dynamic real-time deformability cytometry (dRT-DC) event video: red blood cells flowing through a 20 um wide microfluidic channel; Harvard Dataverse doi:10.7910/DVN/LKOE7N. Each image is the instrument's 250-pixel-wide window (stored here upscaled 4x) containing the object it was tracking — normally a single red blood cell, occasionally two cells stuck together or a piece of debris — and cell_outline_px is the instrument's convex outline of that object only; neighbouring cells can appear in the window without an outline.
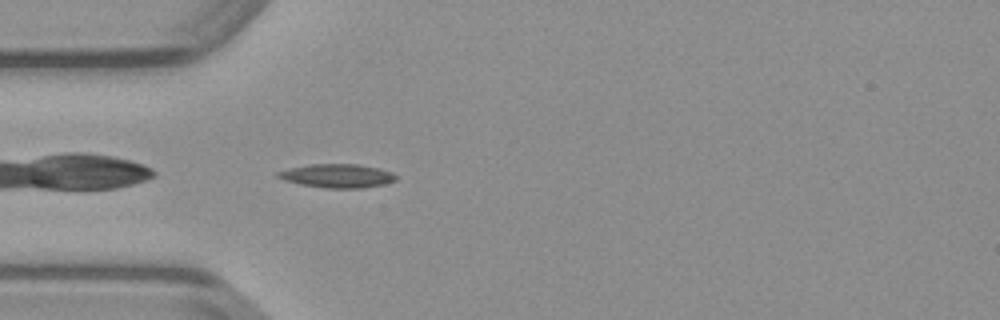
{"species": "common noctule bat (a hibernating species)", "species_latin": "Nyctalus noctula", "temperature_condition": "warm", "stored_images_in_passage": 37, "camera_frame_rate_fps": 3000, "um_per_image_px": 0.085, "animal": {"sex": "male", "body_mass_g": 23.1, "forearm_length_mm": 52.7}, "frame": {"image": 1, "passage_image": 2, "time_ms": 0.333, "image_size_px": [1000, 320], "cell_outline_px": [[396, 180], [384, 184], [360, 188], [324, 188], [300, 184], [284, 180], [276, 176], [276, 172], [288, 168], [308, 164], [356, 164], [380, 168], [392, 172], [396, 176]], "centroid_in_image_um": [28.64, 14.94], "position_along_channel_um": 56.4, "area_um2": 16.36}}
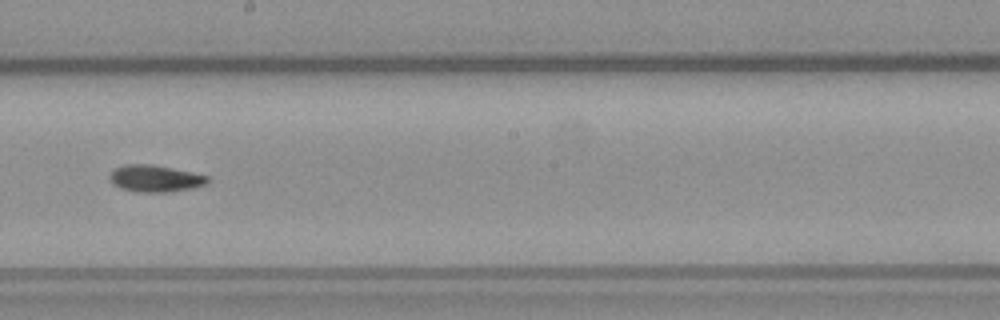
{"frame": {"image": 2, "passage_image": 15, "time_ms": 4.667, "image_size_px": [1000, 320], "cell_outline_px": [[208, 180], [204, 184], [192, 188], [168, 192], [136, 192], [120, 188], [112, 184], [108, 176], [116, 168], [124, 164], [152, 164], [172, 168], [208, 176]], "centroid_in_image_um": [13.13, 15.17], "position_along_channel_um": 235.1, "area_um2": 15.2}}
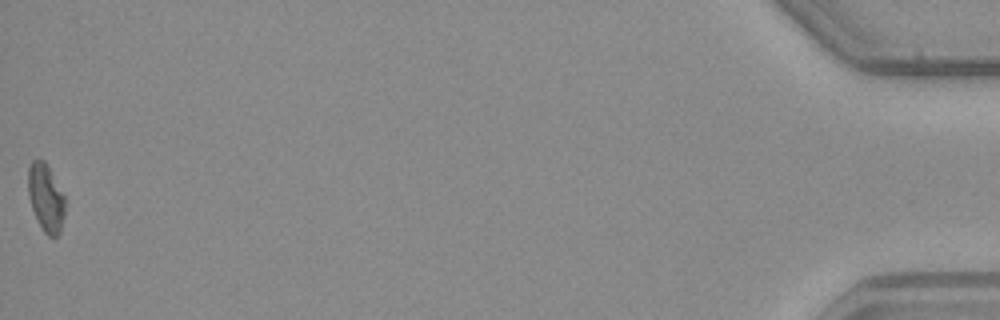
{"frame": {"image": 3, "passage_image": 37, "time_ms": 12.0, "image_size_px": [1000, 320], "cell_outline_px": [[64, 216], [60, 232], [56, 236], [48, 236], [44, 232], [32, 208], [28, 196], [28, 168], [32, 160], [44, 160], [64, 196]], "centroid_in_image_um": [3.88, 16.81], "position_along_channel_um": 431.3, "area_um2": 14.22}}